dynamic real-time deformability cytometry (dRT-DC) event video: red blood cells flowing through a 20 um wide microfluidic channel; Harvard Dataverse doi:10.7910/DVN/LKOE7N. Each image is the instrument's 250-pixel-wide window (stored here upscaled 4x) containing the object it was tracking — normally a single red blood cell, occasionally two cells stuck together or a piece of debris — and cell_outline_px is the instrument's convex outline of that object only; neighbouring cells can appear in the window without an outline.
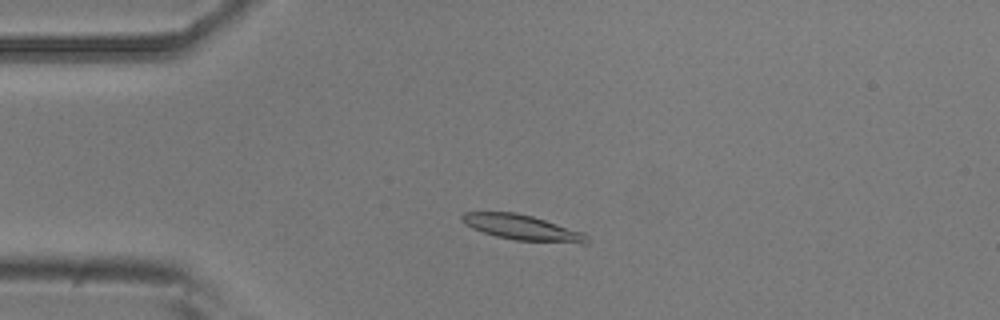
{"species": "common noctule bat (a hibernating species)", "species_latin": "Nyctalus noctula", "temperature_condition": "room temperature", "stored_images_in_passage": 5, "camera_frame_rate_fps": 3000, "um_per_image_px": 0.085, "animal": {"sex": "male", "body_mass_g": 20.5, "forearm_length_mm": 52.5}, "frame": {"image": 1, "passage_image": 3, "time_ms": 2.0, "image_size_px": [1000, 320], "cell_outline_px": [[588, 244], [580, 244], [516, 240], [496, 236], [472, 228], [464, 224], [460, 220], [460, 216], [464, 212], [516, 212], [532, 216], [584, 232], [588, 236]], "centroid_in_image_um": [44.41, 19.35], "position_along_channel_um": 40.6, "area_um2": 18.61}}